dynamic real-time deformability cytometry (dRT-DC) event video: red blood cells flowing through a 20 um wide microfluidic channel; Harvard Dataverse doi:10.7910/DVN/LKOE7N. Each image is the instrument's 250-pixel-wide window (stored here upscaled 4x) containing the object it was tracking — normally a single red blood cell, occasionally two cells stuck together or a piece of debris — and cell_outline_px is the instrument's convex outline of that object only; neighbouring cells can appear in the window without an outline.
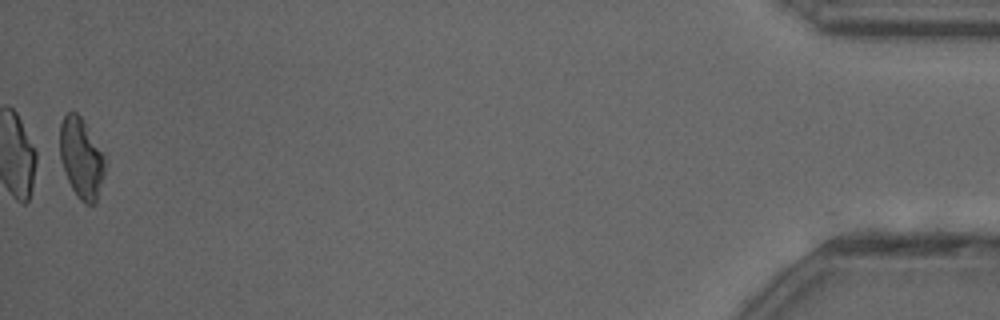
{"species": "common noctule bat (a hibernating species)", "species_latin": "Nyctalus noctula", "temperature_condition": "cold", "stored_images_in_passage": 34, "camera_frame_rate_fps": 3000, "um_per_image_px": 0.085, "animal": {"sex": "female"}, "frame": {"image": 1, "passage_image": 34, "time_ms": 11.0, "image_size_px": [1000, 320], "cell_outline_px": [[104, 176], [96, 204], [84, 204], [76, 196], [68, 180], [60, 160], [60, 124], [64, 116], [68, 112], [76, 112], [80, 116], [104, 156]], "centroid_in_image_um": [6.89, 13.49], "position_along_channel_um": 428.3, "area_um2": 20.81}, "authors_computed_cell_mechanics": {"area_um2": 21.5594, "velocity_mm_per_s": 4.0989, "shape_relaxation_time_tau1_ms": 5.2222, "shape_relaxation_time_tau2_ms": 5.844, "deformation_change_tau1": 0.1644, "deformation_change_tau2": 0.1565}}